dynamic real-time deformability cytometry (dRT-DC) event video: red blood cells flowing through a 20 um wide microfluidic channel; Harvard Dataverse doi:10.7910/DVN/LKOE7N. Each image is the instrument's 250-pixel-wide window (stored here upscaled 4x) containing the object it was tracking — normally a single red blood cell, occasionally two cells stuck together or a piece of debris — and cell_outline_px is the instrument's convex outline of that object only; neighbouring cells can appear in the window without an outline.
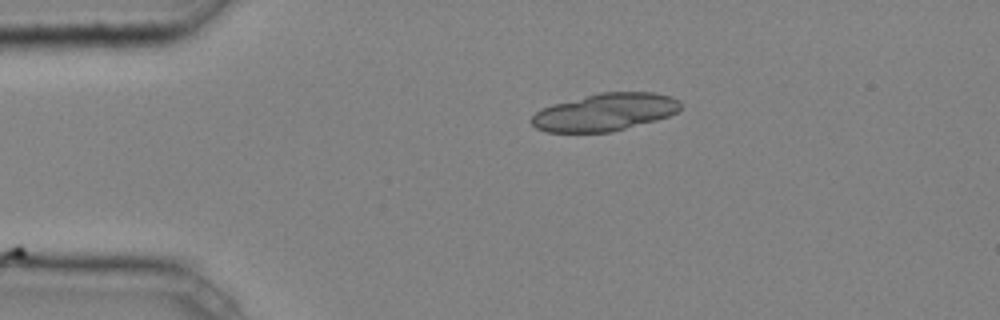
{"species": "common noctule bat (a hibernating species)", "species_latin": "Nyctalus noctula", "temperature_condition": "cold", "stored_images_in_passage": 7, "camera_frame_rate_fps": 3000, "um_per_image_px": 0.085, "animal": {"sex": "male", "body_mass_g": 20.4}, "frame": {"image": 1, "passage_image": 1, "time_ms": 0.0, "image_size_px": [1000, 320], "cell_outline_px": [[680, 108], [676, 112], [668, 116], [656, 120], [612, 132], [544, 132], [536, 128], [532, 124], [532, 116], [540, 108], [552, 104], [600, 92], [652, 92], [672, 96], [680, 104]], "centroid_in_image_um": [51.39, 9.53], "position_along_channel_um": 33.6, "area_um2": 32.48}}